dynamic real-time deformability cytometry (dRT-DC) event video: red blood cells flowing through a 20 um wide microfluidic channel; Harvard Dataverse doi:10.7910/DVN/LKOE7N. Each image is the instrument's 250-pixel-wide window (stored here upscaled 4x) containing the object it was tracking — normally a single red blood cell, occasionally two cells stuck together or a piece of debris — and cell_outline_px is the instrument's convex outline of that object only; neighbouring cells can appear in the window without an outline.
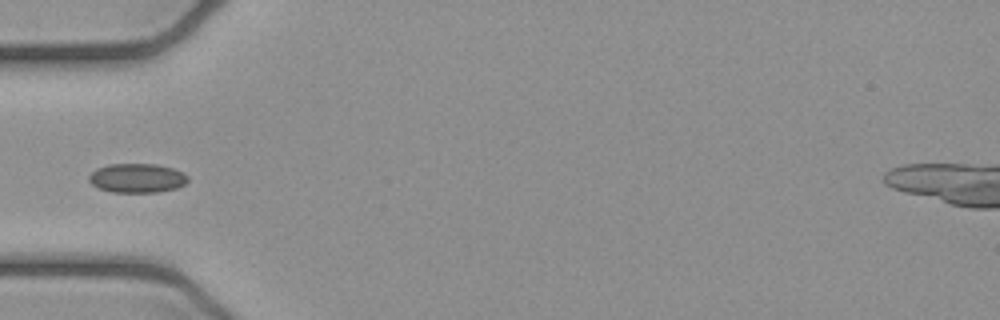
{"species": "common noctule bat (a hibernating species)", "species_latin": "Nyctalus noctula", "temperature_condition": "cold", "stored_images_in_passage": 7, "camera_frame_rate_fps": 3000, "um_per_image_px": 0.085, "animal": {"sex": "female", "body_mass_g": 21.9}, "frame": {"image": 1, "passage_image": 6, "time_ms": 1.667, "image_size_px": [1000, 320], "cell_outline_px": [[188, 180], [184, 184], [176, 188], [156, 192], [112, 192], [100, 188], [92, 184], [88, 180], [88, 176], [96, 168], [108, 164], [156, 164], [172, 168], [188, 176]], "centroid_in_image_um": [11.62, 15.13], "position_along_channel_um": 73.4, "area_um2": 16.7}}
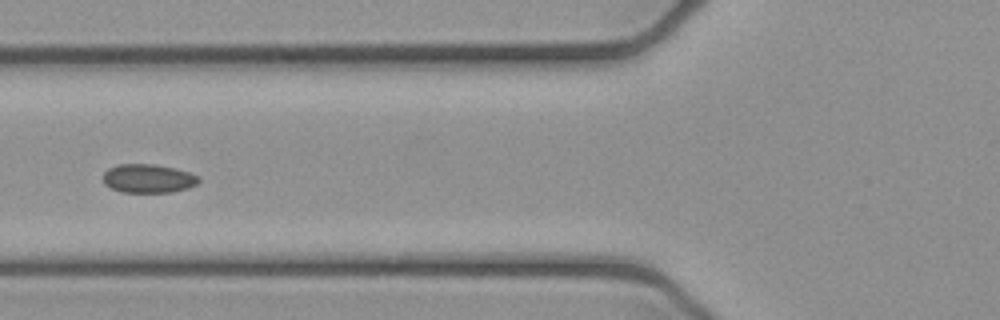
{"frame": {"image": 2, "passage_image": 7, "time_ms": 2.0, "image_size_px": [1000, 320], "cell_outline_px": [[200, 180], [196, 184], [188, 188], [172, 192], [120, 192], [104, 184], [104, 172], [108, 168], [116, 164], [152, 164], [176, 168], [200, 176]], "centroid_in_image_um": [12.6, 15.17], "position_along_channel_um": 113.2, "area_um2": 16.07}}